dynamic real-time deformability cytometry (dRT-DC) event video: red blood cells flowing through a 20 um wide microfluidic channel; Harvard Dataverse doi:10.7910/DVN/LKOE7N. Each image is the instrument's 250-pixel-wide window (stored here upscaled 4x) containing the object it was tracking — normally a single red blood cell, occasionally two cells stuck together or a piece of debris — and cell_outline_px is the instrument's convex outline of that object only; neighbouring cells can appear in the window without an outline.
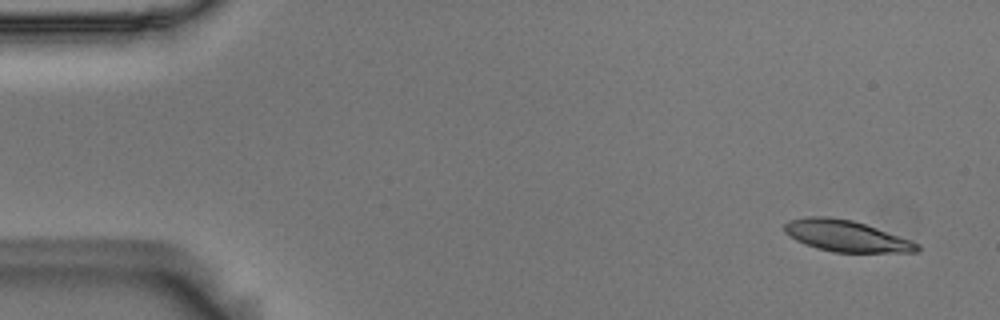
{"species": "Egyptian fruit bat (a non-hibernating species)", "species_latin": "Rousettus aegyptiacus", "temperature_condition": "room temperature", "stored_images_in_passage": 7, "camera_frame_rate_fps": 3000, "um_per_image_px": 0.085, "animal": {"sex": "male"}, "frame": {"image": 1, "passage_image": 1, "time_ms": 0.0, "image_size_px": [1000, 320], "cell_outline_px": [[920, 248], [916, 252], [832, 252], [816, 248], [804, 244], [788, 236], [784, 232], [784, 224], [788, 220], [808, 216], [828, 216], [852, 220], [876, 228], [920, 244]], "centroid_in_image_um": [71.85, 20.05], "position_along_channel_um": 13.1, "area_um2": 24.1}}
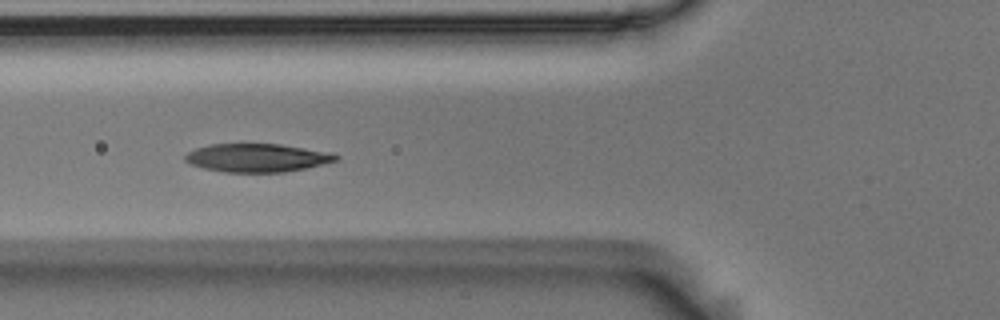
{"frame": {"image": 2, "passage_image": 6, "time_ms": 1.667, "image_size_px": [1000, 320], "cell_outline_px": [[340, 160], [304, 168], [284, 172], [224, 172], [204, 168], [192, 164], [184, 160], [184, 156], [188, 152], [196, 148], [208, 144], [280, 144], [332, 152], [340, 156]], "centroid_in_image_um": [21.88, 13.4], "position_along_channel_um": 103.9, "area_um2": 24.91}}
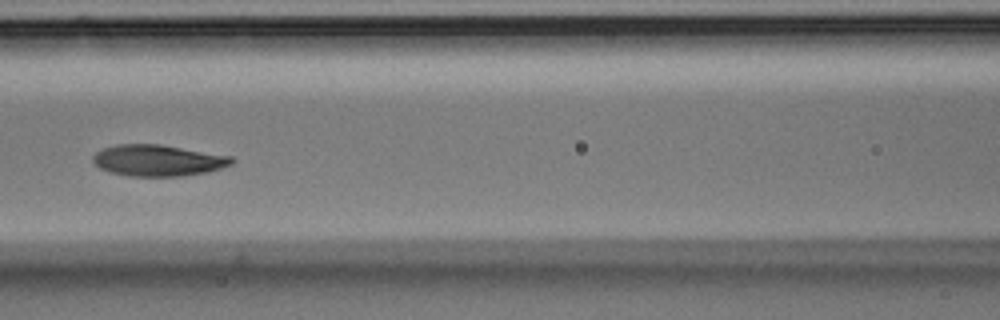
{"frame": {"image": 3, "passage_image": 7, "time_ms": 2.0, "image_size_px": [1000, 320], "cell_outline_px": [[236, 160], [232, 164], [208, 172], [180, 176], [128, 176], [112, 172], [100, 168], [92, 160], [92, 156], [96, 152], [104, 148], [116, 144], [160, 144], [232, 156]], "centroid_in_image_um": [13.45, 13.63], "position_along_channel_um": 153.2, "area_um2": 25.32}}